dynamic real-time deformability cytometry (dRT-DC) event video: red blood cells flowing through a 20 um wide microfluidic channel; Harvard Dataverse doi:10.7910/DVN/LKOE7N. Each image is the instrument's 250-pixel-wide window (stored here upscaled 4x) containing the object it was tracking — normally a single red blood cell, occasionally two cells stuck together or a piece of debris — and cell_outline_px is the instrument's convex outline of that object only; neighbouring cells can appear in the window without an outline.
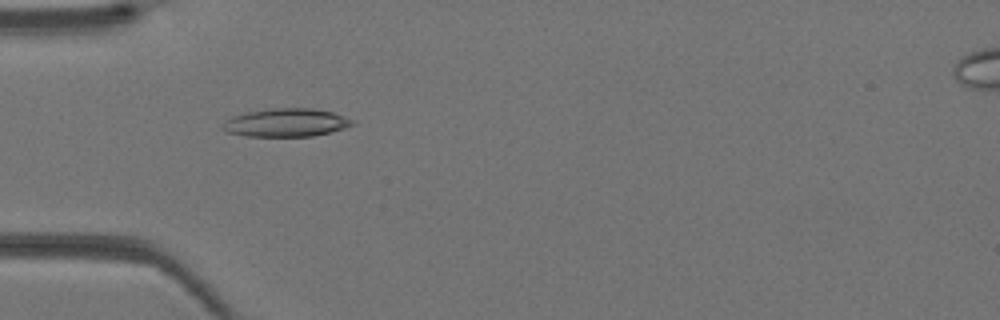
{"species": "Egyptian fruit bat (a non-hibernating species)", "species_latin": "Rousettus aegyptiacus", "temperature_condition": "warm", "stored_images_in_passage": 41, "camera_frame_rate_fps": 3000, "um_per_image_px": 0.085, "animal": {"sex": "female"}, "frame": {"image": 1, "passage_image": 13, "time_ms": 4.0, "image_size_px": [1000, 320], "cell_outline_px": [[356, 124], [344, 128], [312, 136], [244, 136], [228, 132], [220, 128], [224, 120], [232, 116], [244, 112], [272, 108], [312, 108], [332, 112], [356, 120]], "centroid_in_image_um": [24.3, 10.41], "position_along_channel_um": 60.7, "area_um2": 21.5}}
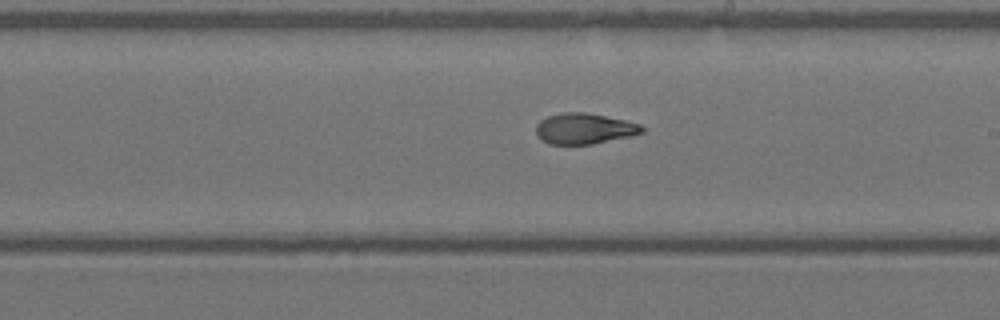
{"frame": {"image": 2, "passage_image": 24, "time_ms": 7.667, "image_size_px": [1000, 320], "cell_outline_px": [[644, 132], [632, 136], [592, 144], [548, 144], [536, 132], [536, 124], [540, 120], [548, 116], [568, 112], [588, 112], [624, 120], [640, 124], [644, 128]], "centroid_in_image_um": [49.7, 10.93], "position_along_channel_um": 239.3, "area_um2": 18.9}}
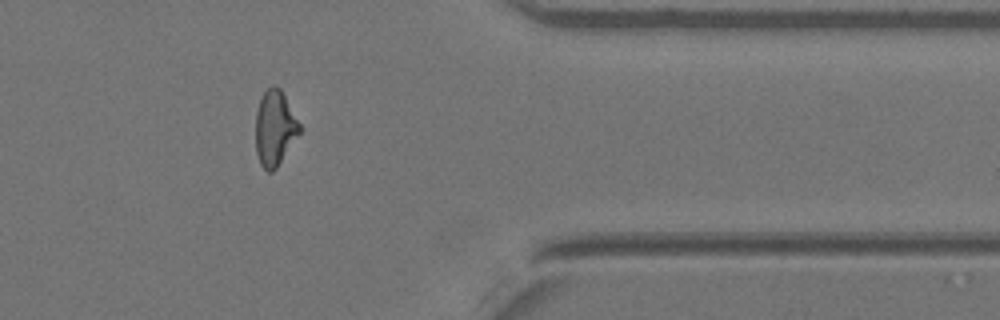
{"frame": {"image": 3, "passage_image": 34, "time_ms": 11.0, "image_size_px": [1000, 320], "cell_outline_px": [[300, 132], [276, 168], [272, 172], [268, 172], [260, 164], [256, 152], [256, 112], [260, 96], [272, 84], [276, 84], [280, 88], [300, 124]], "centroid_in_image_um": [23.33, 10.86], "position_along_channel_um": 388.1, "area_um2": 19.13}}